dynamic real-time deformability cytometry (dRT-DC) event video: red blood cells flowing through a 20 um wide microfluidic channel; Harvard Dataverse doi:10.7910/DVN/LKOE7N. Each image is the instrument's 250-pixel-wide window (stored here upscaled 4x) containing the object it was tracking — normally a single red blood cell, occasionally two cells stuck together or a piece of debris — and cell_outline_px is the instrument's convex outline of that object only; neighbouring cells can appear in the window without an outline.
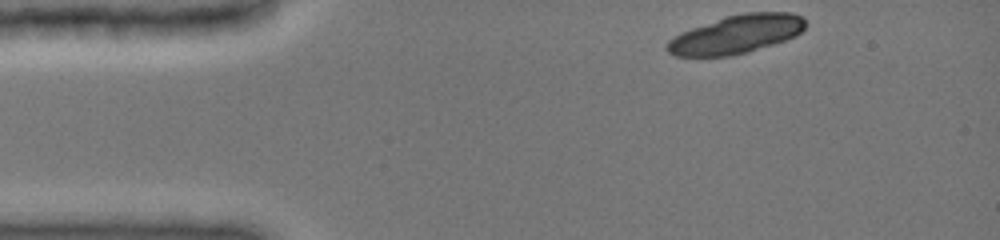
{"species": "common noctule bat (a hibernating species)", "species_latin": "Nyctalus noctula", "temperature_condition": "cold", "stored_images_in_passage": 39, "camera_frame_rate_fps": 3000, "um_per_image_px": 0.085, "animal": {"sex": "female", "body_mass_g": 19.0, "forearm_length_mm": 51.5}, "frame": {"image": 1, "passage_image": 1, "time_ms": 0.0, "image_size_px": [1000, 240], "cell_outline_px": [[808, 24], [796, 36], [748, 52], [732, 56], [676, 56], [668, 52], [664, 48], [664, 44], [668, 40], [680, 32], [724, 16], [744, 12], [792, 12], [800, 16]], "centroid_in_image_um": [62.55, 2.91], "position_along_channel_um": 22.4, "area_um2": 31.21}, "authors_computed_cell_mechanics": {"area_um2": 19.074, "velocity_mm_per_s": 3.9384, "shape_relaxation_time_tau1_ms": 2.8043, "shape_relaxation_time_tau2_ms": null, "deformation_change_tau1": 0.077, "deformation_change_tau2": null}}